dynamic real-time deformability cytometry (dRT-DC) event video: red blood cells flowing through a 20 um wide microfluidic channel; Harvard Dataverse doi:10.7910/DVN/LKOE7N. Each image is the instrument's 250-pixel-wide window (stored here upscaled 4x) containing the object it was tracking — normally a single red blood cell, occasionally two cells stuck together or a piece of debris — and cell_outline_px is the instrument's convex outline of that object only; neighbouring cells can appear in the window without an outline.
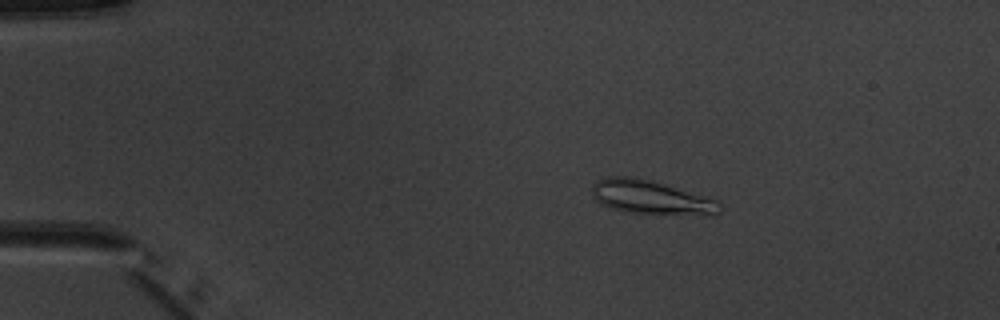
{"species": "common noctule bat (a hibernating species)", "species_latin": "Nyctalus noctula", "temperature_condition": "warm", "stored_images_in_passage": 5, "camera_frame_rate_fps": 3000, "um_per_image_px": 0.085, "animal": {"sex": "male", "body_mass_g": 20.1, "forearm_length_mm": 53.5}, "frame": {"image": 1, "passage_image": 3, "time_ms": 2.333, "image_size_px": [1000, 320], "cell_outline_px": [[724, 208], [720, 212], [712, 216], [704, 216], [632, 212], [608, 208], [600, 204], [592, 196], [592, 184], [596, 180], [604, 176], [632, 176], [648, 180], [720, 200]], "centroid_in_image_um": [55.37, 16.79], "position_along_channel_um": 29.6, "area_um2": 25.66}}
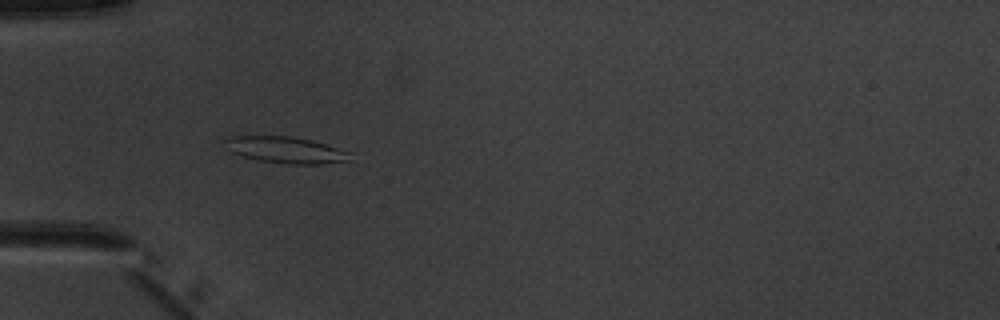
{"frame": {"image": 2, "passage_image": 5, "time_ms": 4.667, "image_size_px": [1000, 320], "cell_outline_px": [[352, 152], [348, 160], [320, 164], [284, 164], [260, 160], [244, 156], [232, 152], [224, 148], [224, 140], [232, 136], [292, 136], [312, 140]], "centroid_in_image_um": [24.27, 12.74], "position_along_channel_um": 60.7, "area_um2": 19.25}}